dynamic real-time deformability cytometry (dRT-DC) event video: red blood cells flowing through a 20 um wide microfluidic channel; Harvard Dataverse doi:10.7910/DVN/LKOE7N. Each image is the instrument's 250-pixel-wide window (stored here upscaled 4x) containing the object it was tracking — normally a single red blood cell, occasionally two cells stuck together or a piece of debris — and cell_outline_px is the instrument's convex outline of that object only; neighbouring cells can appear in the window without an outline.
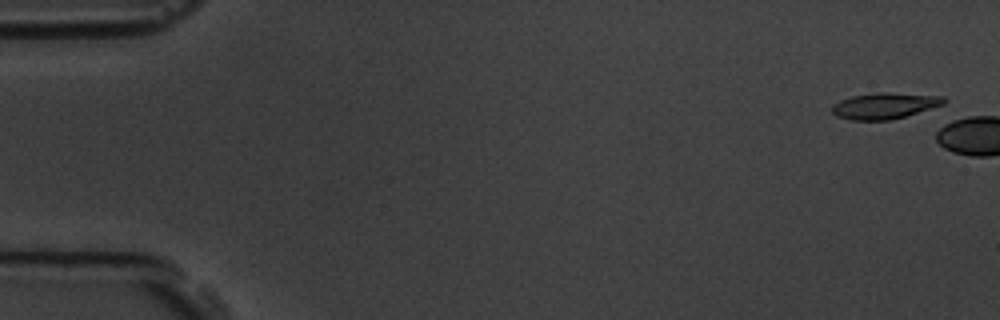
{"species": "common noctule bat (a hibernating species)", "species_latin": "Nyctalus noctula", "temperature_condition": "room temperature", "stored_images_in_passage": 2, "camera_frame_rate_fps": 3000, "um_per_image_px": 0.085, "animal": {"sex": "male", "body_mass_g": 19.5, "forearm_length_mm": 54.6}, "frame": {"image": 1, "passage_image": 1, "time_ms": 0.0, "image_size_px": [1000, 320], "cell_outline_px": [[948, 100], [944, 104], [892, 120], [852, 120], [836, 116], [832, 112], [832, 104], [840, 100], [852, 96], [876, 92], [888, 92], [944, 96]], "centroid_in_image_um": [75.19, 8.98], "position_along_channel_um": 9.8, "area_um2": 17.11}}